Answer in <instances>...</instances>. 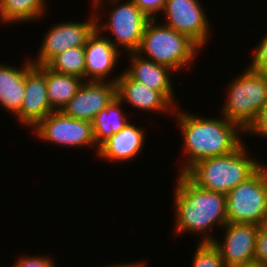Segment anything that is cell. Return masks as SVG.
<instances>
[{
    "label": "cell",
    "mask_w": 267,
    "mask_h": 267,
    "mask_svg": "<svg viewBox=\"0 0 267 267\" xmlns=\"http://www.w3.org/2000/svg\"><path fill=\"white\" fill-rule=\"evenodd\" d=\"M180 108L172 116L181 131L185 154L178 174H185L199 161L232 153L244 141V131L224 116L203 117Z\"/></svg>",
    "instance_id": "6da1fadb"
},
{
    "label": "cell",
    "mask_w": 267,
    "mask_h": 267,
    "mask_svg": "<svg viewBox=\"0 0 267 267\" xmlns=\"http://www.w3.org/2000/svg\"><path fill=\"white\" fill-rule=\"evenodd\" d=\"M176 180L172 231L176 237L191 233L198 234L200 242H212L218 234L215 228L221 230L228 223L226 195L199 188L184 174H178Z\"/></svg>",
    "instance_id": "7a4b0ae2"
},
{
    "label": "cell",
    "mask_w": 267,
    "mask_h": 267,
    "mask_svg": "<svg viewBox=\"0 0 267 267\" xmlns=\"http://www.w3.org/2000/svg\"><path fill=\"white\" fill-rule=\"evenodd\" d=\"M244 142L232 153L199 161L184 175L199 188L226 195L264 164L252 157Z\"/></svg>",
    "instance_id": "3957f363"
},
{
    "label": "cell",
    "mask_w": 267,
    "mask_h": 267,
    "mask_svg": "<svg viewBox=\"0 0 267 267\" xmlns=\"http://www.w3.org/2000/svg\"><path fill=\"white\" fill-rule=\"evenodd\" d=\"M158 20L162 19L148 21L136 53L169 67L175 73L180 70L189 71V67L193 68L192 63H195L202 49L187 35L175 31Z\"/></svg>",
    "instance_id": "277c9868"
},
{
    "label": "cell",
    "mask_w": 267,
    "mask_h": 267,
    "mask_svg": "<svg viewBox=\"0 0 267 267\" xmlns=\"http://www.w3.org/2000/svg\"><path fill=\"white\" fill-rule=\"evenodd\" d=\"M90 5L95 11L96 28L109 39L116 49L126 54L138 50L150 18L135 3L131 0H91ZM107 5L111 6V9L108 7L107 10ZM104 6L105 8H102ZM103 9L104 12L108 11V13L105 12L106 15L102 13ZM102 15L107 16L104 21L101 19Z\"/></svg>",
    "instance_id": "5b68a950"
},
{
    "label": "cell",
    "mask_w": 267,
    "mask_h": 267,
    "mask_svg": "<svg viewBox=\"0 0 267 267\" xmlns=\"http://www.w3.org/2000/svg\"><path fill=\"white\" fill-rule=\"evenodd\" d=\"M224 88V93H227L224 96L227 97L219 113L245 131L267 103V74L252 71L246 66Z\"/></svg>",
    "instance_id": "8992f818"
},
{
    "label": "cell",
    "mask_w": 267,
    "mask_h": 267,
    "mask_svg": "<svg viewBox=\"0 0 267 267\" xmlns=\"http://www.w3.org/2000/svg\"><path fill=\"white\" fill-rule=\"evenodd\" d=\"M227 221L264 225L267 217V163L226 194Z\"/></svg>",
    "instance_id": "52a82bcc"
},
{
    "label": "cell",
    "mask_w": 267,
    "mask_h": 267,
    "mask_svg": "<svg viewBox=\"0 0 267 267\" xmlns=\"http://www.w3.org/2000/svg\"><path fill=\"white\" fill-rule=\"evenodd\" d=\"M37 141L58 145L59 147L95 148L97 155L98 148L93 136L91 121L74 119L66 116L62 111H53L42 119L31 129Z\"/></svg>",
    "instance_id": "ba28073f"
},
{
    "label": "cell",
    "mask_w": 267,
    "mask_h": 267,
    "mask_svg": "<svg viewBox=\"0 0 267 267\" xmlns=\"http://www.w3.org/2000/svg\"><path fill=\"white\" fill-rule=\"evenodd\" d=\"M203 7L201 0H166L161 14L163 24L187 35L204 50L214 28Z\"/></svg>",
    "instance_id": "9c48e42d"
},
{
    "label": "cell",
    "mask_w": 267,
    "mask_h": 267,
    "mask_svg": "<svg viewBox=\"0 0 267 267\" xmlns=\"http://www.w3.org/2000/svg\"><path fill=\"white\" fill-rule=\"evenodd\" d=\"M91 15L84 22L64 21L56 23L45 32L44 39L39 49L37 57L31 59L34 65H47L56 55L70 48L85 46L88 37L96 29V15L91 7Z\"/></svg>",
    "instance_id": "30bf717a"
},
{
    "label": "cell",
    "mask_w": 267,
    "mask_h": 267,
    "mask_svg": "<svg viewBox=\"0 0 267 267\" xmlns=\"http://www.w3.org/2000/svg\"><path fill=\"white\" fill-rule=\"evenodd\" d=\"M25 60V96L14 119L31 131L30 128L55 110L47 97L46 65H34L29 56Z\"/></svg>",
    "instance_id": "8fae6325"
},
{
    "label": "cell",
    "mask_w": 267,
    "mask_h": 267,
    "mask_svg": "<svg viewBox=\"0 0 267 267\" xmlns=\"http://www.w3.org/2000/svg\"><path fill=\"white\" fill-rule=\"evenodd\" d=\"M258 229L259 225L254 223L228 222L222 227V241L218 236L212 243L219 250L226 267L255 260Z\"/></svg>",
    "instance_id": "7c38bea8"
},
{
    "label": "cell",
    "mask_w": 267,
    "mask_h": 267,
    "mask_svg": "<svg viewBox=\"0 0 267 267\" xmlns=\"http://www.w3.org/2000/svg\"><path fill=\"white\" fill-rule=\"evenodd\" d=\"M85 81L116 83L121 73L111 78L118 68L121 53L97 28L84 46ZM113 72V73H112ZM110 76V77H109ZM111 78V79H110Z\"/></svg>",
    "instance_id": "4fadbf2b"
},
{
    "label": "cell",
    "mask_w": 267,
    "mask_h": 267,
    "mask_svg": "<svg viewBox=\"0 0 267 267\" xmlns=\"http://www.w3.org/2000/svg\"><path fill=\"white\" fill-rule=\"evenodd\" d=\"M115 97L116 83L84 81L61 111L74 119L92 121Z\"/></svg>",
    "instance_id": "5bb4252c"
},
{
    "label": "cell",
    "mask_w": 267,
    "mask_h": 267,
    "mask_svg": "<svg viewBox=\"0 0 267 267\" xmlns=\"http://www.w3.org/2000/svg\"><path fill=\"white\" fill-rule=\"evenodd\" d=\"M116 97L125 105L149 113L173 116L175 107L159 92L133 80L124 70L116 81ZM167 113V114H166Z\"/></svg>",
    "instance_id": "9a60e30c"
},
{
    "label": "cell",
    "mask_w": 267,
    "mask_h": 267,
    "mask_svg": "<svg viewBox=\"0 0 267 267\" xmlns=\"http://www.w3.org/2000/svg\"><path fill=\"white\" fill-rule=\"evenodd\" d=\"M127 55L126 59H128L129 65L123 70L133 80L143 83L150 89L159 91L175 108L178 107L179 104L175 97L176 92L173 90L174 85L170 78L175 72L167 66L143 58L136 52L128 53L124 56Z\"/></svg>",
    "instance_id": "2e32d148"
},
{
    "label": "cell",
    "mask_w": 267,
    "mask_h": 267,
    "mask_svg": "<svg viewBox=\"0 0 267 267\" xmlns=\"http://www.w3.org/2000/svg\"><path fill=\"white\" fill-rule=\"evenodd\" d=\"M145 132L144 127L136 126L130 121L98 148L96 156L106 162L134 161L138 155L142 154V149L145 147L147 138Z\"/></svg>",
    "instance_id": "e0dca14e"
},
{
    "label": "cell",
    "mask_w": 267,
    "mask_h": 267,
    "mask_svg": "<svg viewBox=\"0 0 267 267\" xmlns=\"http://www.w3.org/2000/svg\"><path fill=\"white\" fill-rule=\"evenodd\" d=\"M25 96V62L20 67L0 63V107L15 116Z\"/></svg>",
    "instance_id": "ac0fdd59"
},
{
    "label": "cell",
    "mask_w": 267,
    "mask_h": 267,
    "mask_svg": "<svg viewBox=\"0 0 267 267\" xmlns=\"http://www.w3.org/2000/svg\"><path fill=\"white\" fill-rule=\"evenodd\" d=\"M123 105L124 104L115 97L109 102L106 108L101 110L91 121L97 148L130 122L129 120L131 119H128L129 116L127 112H124L125 108Z\"/></svg>",
    "instance_id": "d6986e66"
},
{
    "label": "cell",
    "mask_w": 267,
    "mask_h": 267,
    "mask_svg": "<svg viewBox=\"0 0 267 267\" xmlns=\"http://www.w3.org/2000/svg\"><path fill=\"white\" fill-rule=\"evenodd\" d=\"M47 4V0H0V24L21 25L40 20L47 14Z\"/></svg>",
    "instance_id": "ffe728a7"
},
{
    "label": "cell",
    "mask_w": 267,
    "mask_h": 267,
    "mask_svg": "<svg viewBox=\"0 0 267 267\" xmlns=\"http://www.w3.org/2000/svg\"><path fill=\"white\" fill-rule=\"evenodd\" d=\"M83 82L80 77L56 73L46 66L47 97L51 107L61 111Z\"/></svg>",
    "instance_id": "44dd1931"
},
{
    "label": "cell",
    "mask_w": 267,
    "mask_h": 267,
    "mask_svg": "<svg viewBox=\"0 0 267 267\" xmlns=\"http://www.w3.org/2000/svg\"><path fill=\"white\" fill-rule=\"evenodd\" d=\"M46 66L56 73L77 76L85 81L84 46L65 50L56 55Z\"/></svg>",
    "instance_id": "7402d4cb"
},
{
    "label": "cell",
    "mask_w": 267,
    "mask_h": 267,
    "mask_svg": "<svg viewBox=\"0 0 267 267\" xmlns=\"http://www.w3.org/2000/svg\"><path fill=\"white\" fill-rule=\"evenodd\" d=\"M196 246L191 267H226L212 242H198Z\"/></svg>",
    "instance_id": "603a6c76"
},
{
    "label": "cell",
    "mask_w": 267,
    "mask_h": 267,
    "mask_svg": "<svg viewBox=\"0 0 267 267\" xmlns=\"http://www.w3.org/2000/svg\"><path fill=\"white\" fill-rule=\"evenodd\" d=\"M261 38L258 45L255 44V48L251 52L252 58L247 67L252 71L267 74V32Z\"/></svg>",
    "instance_id": "cb8c5ba5"
},
{
    "label": "cell",
    "mask_w": 267,
    "mask_h": 267,
    "mask_svg": "<svg viewBox=\"0 0 267 267\" xmlns=\"http://www.w3.org/2000/svg\"><path fill=\"white\" fill-rule=\"evenodd\" d=\"M55 259H51L49 255H21L18 260H16L12 267H56L54 263ZM1 267V265H0Z\"/></svg>",
    "instance_id": "d4e9b609"
},
{
    "label": "cell",
    "mask_w": 267,
    "mask_h": 267,
    "mask_svg": "<svg viewBox=\"0 0 267 267\" xmlns=\"http://www.w3.org/2000/svg\"><path fill=\"white\" fill-rule=\"evenodd\" d=\"M247 136H259L267 139V103L261 108L254 121L244 131Z\"/></svg>",
    "instance_id": "484cf974"
},
{
    "label": "cell",
    "mask_w": 267,
    "mask_h": 267,
    "mask_svg": "<svg viewBox=\"0 0 267 267\" xmlns=\"http://www.w3.org/2000/svg\"><path fill=\"white\" fill-rule=\"evenodd\" d=\"M150 19H158L166 0H131Z\"/></svg>",
    "instance_id": "4316f807"
},
{
    "label": "cell",
    "mask_w": 267,
    "mask_h": 267,
    "mask_svg": "<svg viewBox=\"0 0 267 267\" xmlns=\"http://www.w3.org/2000/svg\"><path fill=\"white\" fill-rule=\"evenodd\" d=\"M255 260L267 267V228L260 225L256 236Z\"/></svg>",
    "instance_id": "83f0119b"
},
{
    "label": "cell",
    "mask_w": 267,
    "mask_h": 267,
    "mask_svg": "<svg viewBox=\"0 0 267 267\" xmlns=\"http://www.w3.org/2000/svg\"><path fill=\"white\" fill-rule=\"evenodd\" d=\"M142 260H140V261H133L132 263H114V264H110V265H105L104 267H145L146 265H145V261L143 262H141ZM100 267H103V266H100Z\"/></svg>",
    "instance_id": "f1b7e54d"
},
{
    "label": "cell",
    "mask_w": 267,
    "mask_h": 267,
    "mask_svg": "<svg viewBox=\"0 0 267 267\" xmlns=\"http://www.w3.org/2000/svg\"><path fill=\"white\" fill-rule=\"evenodd\" d=\"M230 267H263V266L259 262L254 260V261H250L247 263H241V264L233 265Z\"/></svg>",
    "instance_id": "f546056e"
},
{
    "label": "cell",
    "mask_w": 267,
    "mask_h": 267,
    "mask_svg": "<svg viewBox=\"0 0 267 267\" xmlns=\"http://www.w3.org/2000/svg\"><path fill=\"white\" fill-rule=\"evenodd\" d=\"M264 226L267 228V217H266V221H265Z\"/></svg>",
    "instance_id": "4dcf8cb0"
}]
</instances>
